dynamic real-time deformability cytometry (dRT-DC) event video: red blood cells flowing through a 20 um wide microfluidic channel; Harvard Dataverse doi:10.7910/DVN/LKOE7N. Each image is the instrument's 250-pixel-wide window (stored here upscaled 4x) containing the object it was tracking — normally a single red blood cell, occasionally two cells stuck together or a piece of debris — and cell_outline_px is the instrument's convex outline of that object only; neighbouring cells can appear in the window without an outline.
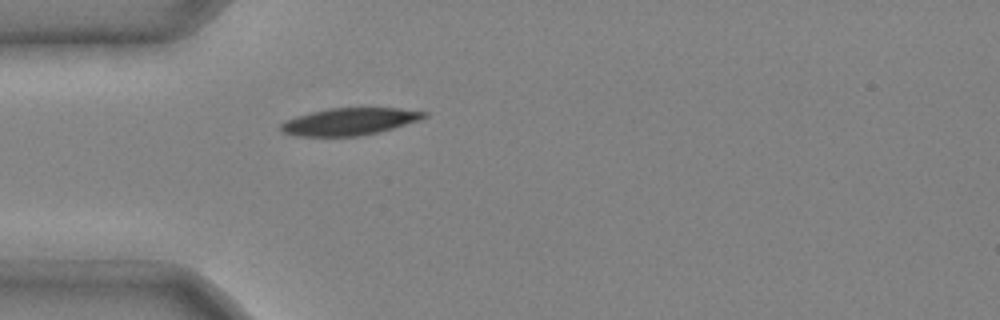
{"species": "common noctule bat (a hibernating species)", "species_latin": "Nyctalus noctula", "temperature_condition": "cold", "stored_images_in_passage": 1, "camera_frame_rate_fps": 3000, "um_per_image_px": 0.085, "animal": {"sex": "male", "body_mass_g": 20.4}, "frame": {"image": 1, "passage_image": 1, "time_ms": 0.0, "image_size_px": [1000, 320], "cell_outline_px": [[428, 116], [420, 120], [380, 132], [360, 136], [296, 136], [284, 132], [280, 128], [280, 124], [296, 116], [328, 108], [400, 108], [428, 112]], "centroid_in_image_um": [29.76, 10.33], "position_along_channel_um": 55.2, "area_um2": 22.66}}